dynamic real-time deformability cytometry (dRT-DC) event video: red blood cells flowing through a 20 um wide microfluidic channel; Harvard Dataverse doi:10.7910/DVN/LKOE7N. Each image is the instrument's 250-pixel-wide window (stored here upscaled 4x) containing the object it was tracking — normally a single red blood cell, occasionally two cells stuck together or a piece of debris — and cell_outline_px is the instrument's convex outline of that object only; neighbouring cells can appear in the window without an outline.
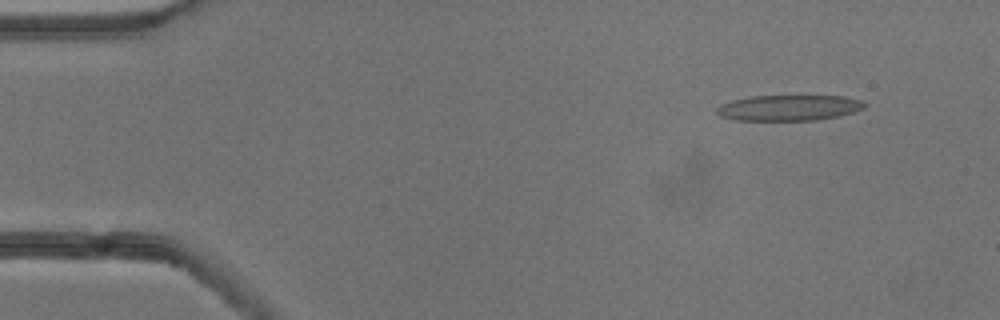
{"species": "common noctule bat (a hibernating species)", "species_latin": "Nyctalus noctula", "temperature_condition": "cold", "stored_images_in_passage": 54, "camera_frame_rate_fps": 3000, "um_per_image_px": 0.085, "animal": {"sex": "male", "body_mass_g": 13.3}, "frame": {"image": 1, "passage_image": 5, "time_ms": 1.333, "image_size_px": [1000, 320], "cell_outline_px": [[868, 104], [864, 108], [852, 112], [836, 116], [812, 120], [740, 120], [720, 116], [716, 112], [716, 108], [720, 104], [732, 100], [752, 96], [840, 96], [860, 100]], "centroid_in_image_um": [67.02, 9.15], "position_along_channel_um": 18.0, "area_um2": 21.85}}
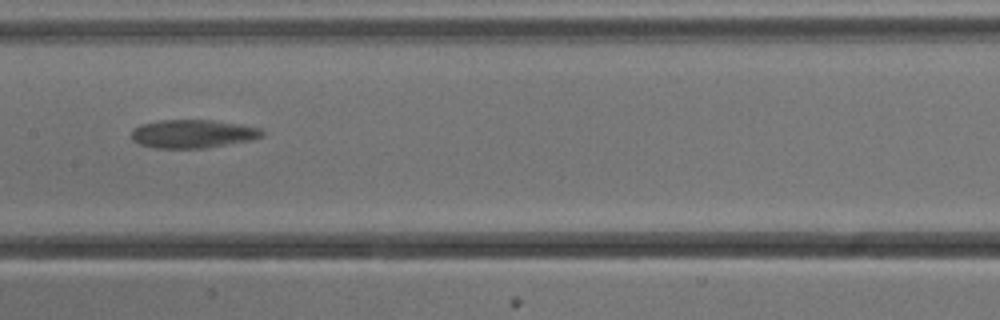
{"frame": {"image": 2, "passage_image": 27, "time_ms": 8.667, "image_size_px": [1000, 320], "cell_outline_px": [[264, 136], [248, 140], [204, 148], [156, 148], [140, 144], [132, 140], [132, 132], [140, 124], [160, 120], [212, 120], [240, 124], [260, 128], [264, 132]], "centroid_in_image_um": [16.38, 11.37], "position_along_channel_um": 191.0, "area_um2": 21.39}}
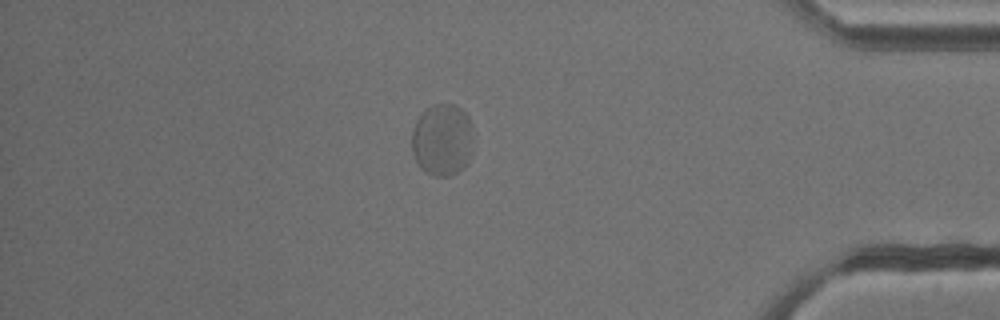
{"frame": {"image": 3, "passage_image": 47, "time_ms": 15.333, "image_size_px": [1000, 320], "cell_outline_px": [[472, 124], [468, 160], [464, 168], [448, 176], [436, 176], [420, 168], [412, 152], [412, 128], [416, 120], [428, 108], [436, 104], [456, 104], [468, 116]], "centroid_in_image_um": [37.57, 11.87], "position_along_channel_um": 397.6, "area_um2": 25.49}}